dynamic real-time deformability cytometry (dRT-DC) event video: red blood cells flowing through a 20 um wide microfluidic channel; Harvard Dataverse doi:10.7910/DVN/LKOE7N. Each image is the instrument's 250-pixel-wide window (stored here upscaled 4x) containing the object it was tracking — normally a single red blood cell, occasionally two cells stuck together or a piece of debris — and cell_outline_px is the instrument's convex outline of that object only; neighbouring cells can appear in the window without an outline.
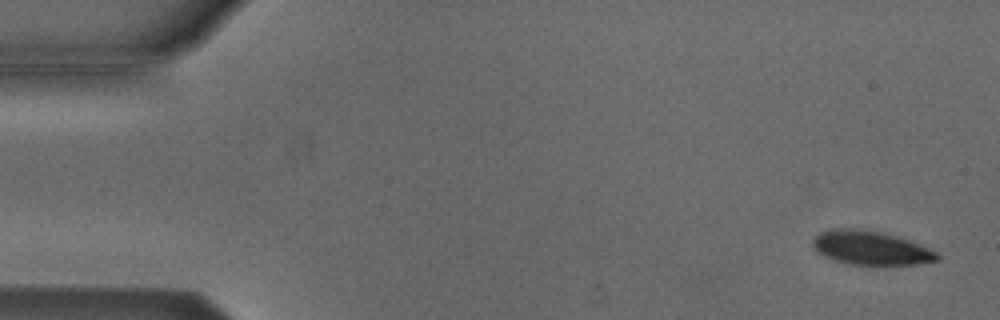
{"species": "Egyptian fruit bat (a non-hibernating species)", "species_latin": "Rousettus aegyptiacus", "temperature_condition": "cold", "stored_images_in_passage": 54, "camera_frame_rate_fps": 3000, "um_per_image_px": 0.085, "animal": {"sex": "male"}, "frame": {"image": 1, "passage_image": 2, "time_ms": 0.333, "image_size_px": [1000, 320], "cell_outline_px": [[940, 260], [916, 264], [848, 264], [832, 260], [816, 252], [812, 248], [812, 240], [820, 232], [832, 228], [860, 228], [884, 232], [920, 244], [936, 252], [940, 256]], "centroid_in_image_um": [73.97, 21.06], "position_along_channel_um": 11.0, "area_um2": 24.74}}
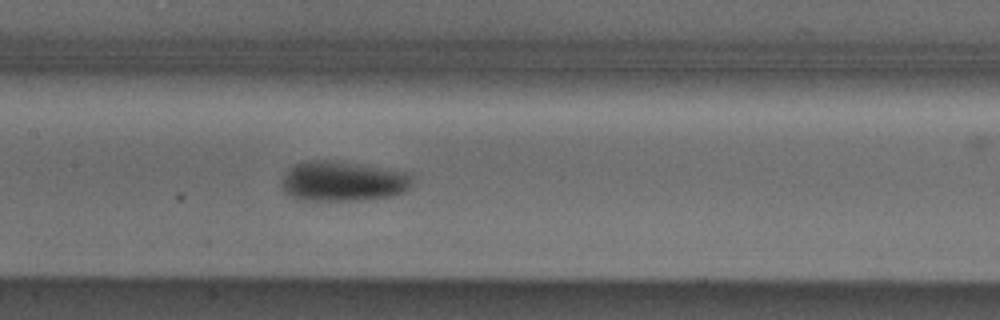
{"frame": {"image": 2, "passage_image": 25, "time_ms": 8.0, "image_size_px": [1000, 320], "cell_outline_px": [[416, 180], [408, 192], [392, 196], [364, 200], [296, 200], [284, 192], [280, 188], [280, 180], [284, 172], [296, 164], [312, 160], [320, 160], [408, 172]], "centroid_in_image_um": [29.14, 15.45], "position_along_channel_um": 178.3, "area_um2": 30.63}}
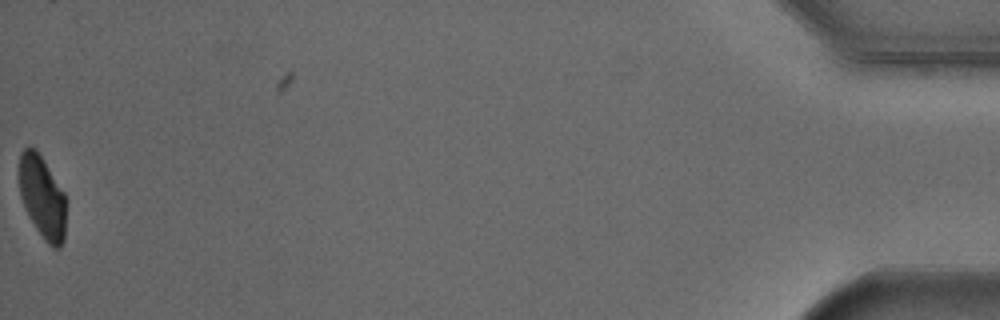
{"frame": {"image": 3, "passage_image": 53, "time_ms": 17.333, "image_size_px": [1000, 320], "cell_outline_px": [[68, 200], [64, 240], [60, 248], [52, 248], [44, 240], [28, 216], [24, 208], [20, 196], [20, 152], [24, 148], [36, 148], [44, 160], [64, 192]], "centroid_in_image_um": [3.64, 16.8], "position_along_channel_um": 431.6, "area_um2": 23.0}, "authors_computed_cell_mechanics": {"area_um2": 26.877, "velocity_mm_per_s": 3.8357, "shape_relaxation_time_tau1_ms": 1.9259, "shape_relaxation_time_tau2_ms": null, "deformation_change_tau1": 0.1063, "deformation_change_tau2": null}}